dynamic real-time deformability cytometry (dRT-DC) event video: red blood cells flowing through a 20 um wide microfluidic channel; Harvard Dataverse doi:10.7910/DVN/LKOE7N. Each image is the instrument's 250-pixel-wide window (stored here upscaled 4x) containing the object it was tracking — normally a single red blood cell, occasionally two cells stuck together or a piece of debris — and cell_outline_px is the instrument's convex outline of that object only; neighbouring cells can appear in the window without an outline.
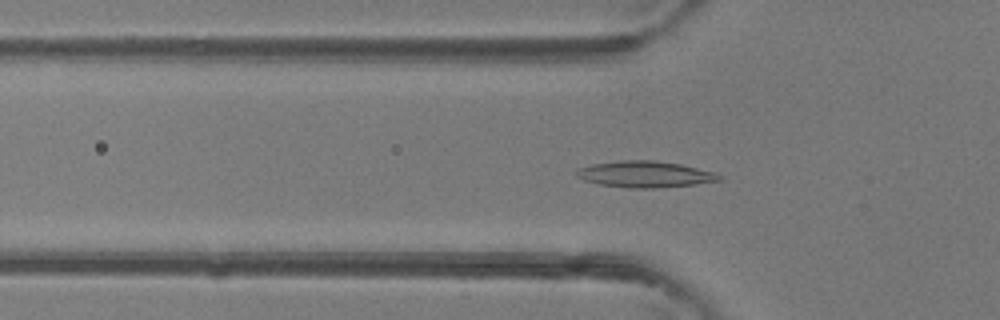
{"species": "common noctule bat (a hibernating species)", "species_latin": "Nyctalus noctula", "temperature_condition": "room temperature", "stored_images_in_passage": 44, "camera_frame_rate_fps": 3000, "um_per_image_px": 0.085, "animal": {"sex": "female"}, "frame": {"image": 1, "passage_image": 12, "time_ms": 3.667, "image_size_px": [1000, 320], "cell_outline_px": [[724, 180], [696, 184], [652, 188], [628, 188], [600, 184], [584, 180], [576, 176], [576, 172], [580, 168], [592, 164], [620, 160], [656, 160], [680, 164], [716, 172], [724, 176]], "centroid_in_image_um": [54.89, 14.81], "position_along_channel_um": 70.9, "area_um2": 21.96}}
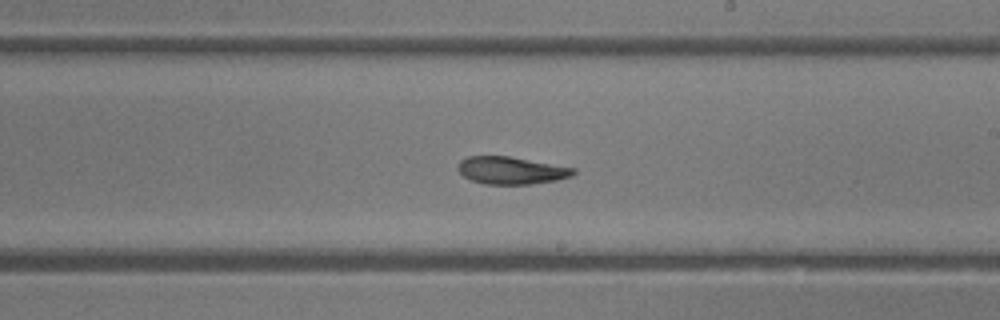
{"frame": {"image": 2, "passage_image": 24, "time_ms": 7.667, "image_size_px": [1000, 320], "cell_outline_px": [[576, 172], [572, 176], [556, 180], [532, 184], [484, 184], [472, 180], [464, 176], [456, 168], [456, 164], [460, 160], [468, 156], [508, 156], [576, 168]], "centroid_in_image_um": [43.43, 14.48], "position_along_channel_um": 245.6, "area_um2": 18.5}}
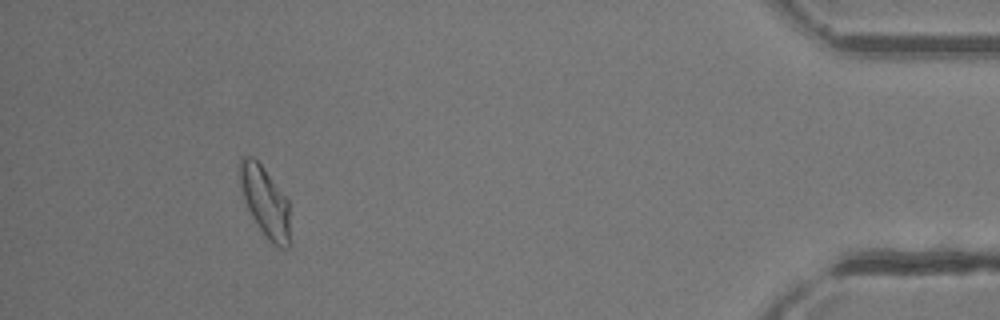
{"frame": {"image": 3, "passage_image": 40, "time_ms": 13.0, "image_size_px": [1000, 320], "cell_outline_px": [[292, 244], [288, 248], [280, 248], [272, 244], [268, 240], [252, 216], [244, 200], [240, 188], [236, 164], [244, 156], [252, 156], [260, 164], [288, 200]], "centroid_in_image_um": [22.53, 17.17], "position_along_channel_um": 412.7, "area_um2": 20.98}, "authors_computed_cell_mechanics": {"area_um2": 19.8254, "velocity_mm_per_s": 4.3596, "shape_relaxation_time_tau1_ms": 4.0613, "shape_relaxation_time_tau2_ms": 1.0047, "deformation_change_tau1": 0.1457, "deformation_change_tau2": 0.06}}